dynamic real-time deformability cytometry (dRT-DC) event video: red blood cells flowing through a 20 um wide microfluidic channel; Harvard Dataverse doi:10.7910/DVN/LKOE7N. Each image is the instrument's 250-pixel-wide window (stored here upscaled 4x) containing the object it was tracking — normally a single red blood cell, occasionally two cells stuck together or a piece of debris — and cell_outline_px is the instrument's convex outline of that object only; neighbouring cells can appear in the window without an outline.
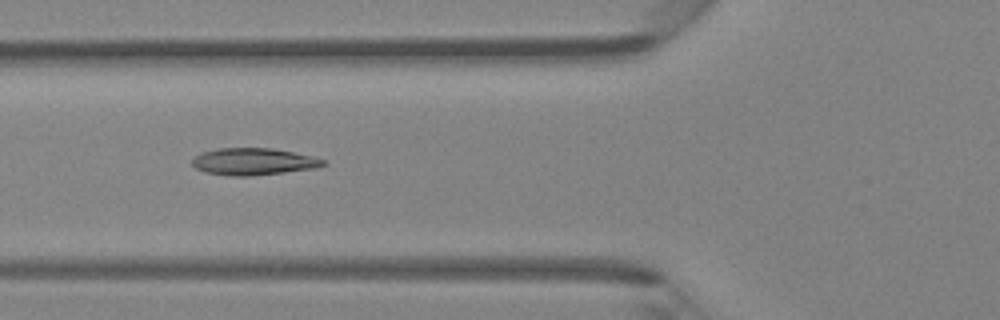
{"species": "Egyptian fruit bat (a non-hibernating species)", "species_latin": "Rousettus aegyptiacus", "temperature_condition": "room temperature", "stored_images_in_passage": 32, "camera_frame_rate_fps": 3000, "um_per_image_px": 0.085, "animal": {"sex": "female"}, "frame": {"image": 1, "passage_image": 4, "time_ms": 1.0, "image_size_px": [1000, 320], "cell_outline_px": [[328, 164], [316, 168], [252, 176], [232, 176], [204, 172], [196, 168], [192, 164], [192, 160], [196, 156], [204, 152], [220, 148], [272, 148], [312, 156], [324, 160]], "centroid_in_image_um": [21.56, 13.74], "position_along_channel_um": 104.2, "area_um2": 20.46}}
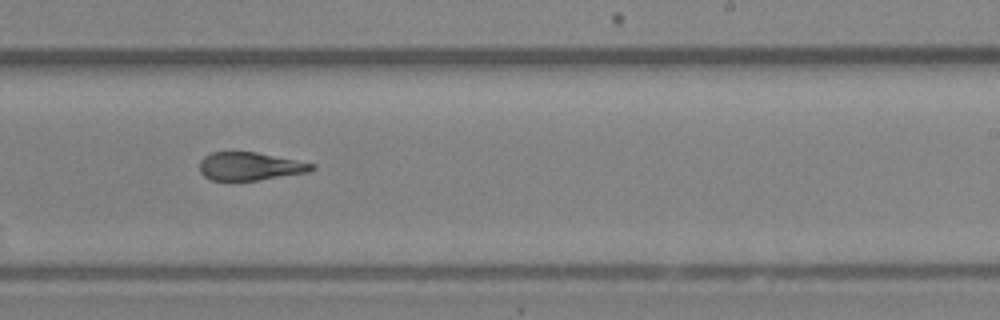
{"frame": {"image": 2, "passage_image": 15, "time_ms": 4.667, "image_size_px": [1000, 320], "cell_outline_px": [[316, 168], [308, 172], [260, 180], [212, 180], [204, 176], [200, 172], [200, 160], [204, 156], [212, 152], [256, 152], [316, 164]], "centroid_in_image_um": [21.25, 14.13], "position_along_channel_um": 267.7, "area_um2": 18.32}}
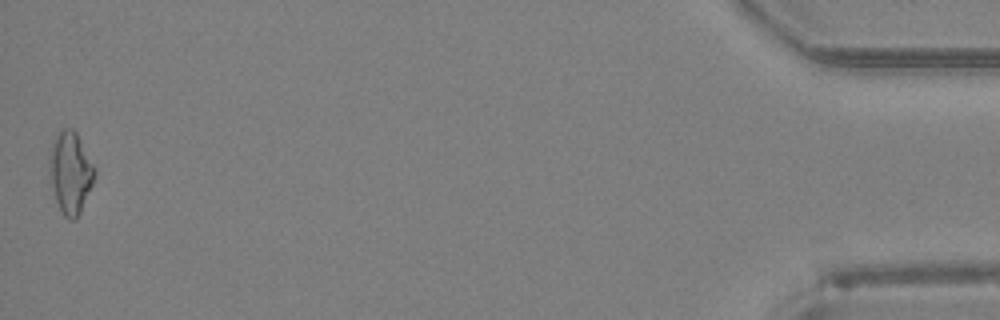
{"frame": {"image": 3, "passage_image": 32, "time_ms": 10.333, "image_size_px": [1000, 320], "cell_outline_px": [[96, 176], [80, 212], [76, 220], [68, 220], [64, 216], [56, 200], [52, 184], [48, 164], [48, 156], [52, 140], [64, 128], [72, 128], [76, 132], [96, 172]], "centroid_in_image_um": [5.97, 14.67], "position_along_channel_um": 429.2, "area_um2": 21.27}}